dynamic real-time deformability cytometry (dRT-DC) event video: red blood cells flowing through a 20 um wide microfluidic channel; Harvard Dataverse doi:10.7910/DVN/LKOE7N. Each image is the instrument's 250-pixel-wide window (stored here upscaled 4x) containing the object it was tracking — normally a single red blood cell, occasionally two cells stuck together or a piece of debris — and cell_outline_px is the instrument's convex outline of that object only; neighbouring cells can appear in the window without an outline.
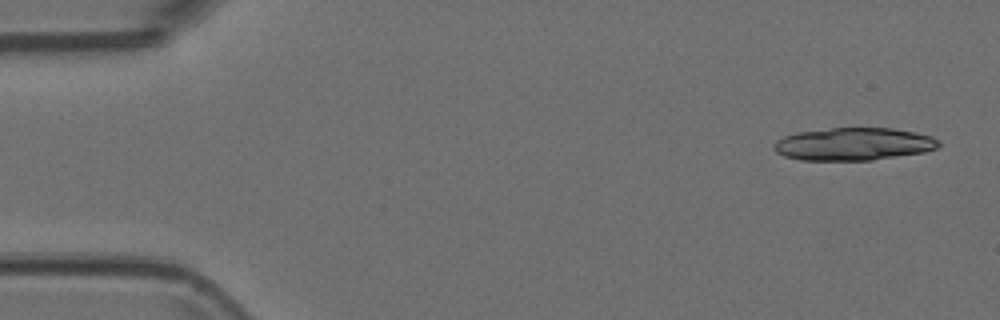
{"species": "Egyptian fruit bat (a non-hibernating species)", "species_latin": "Rousettus aegyptiacus", "temperature_condition": "room temperature", "stored_images_in_passage": 14, "camera_frame_rate_fps": 3000, "um_per_image_px": 0.085, "animal": {"sex": "female"}, "frame": {"image": 1, "passage_image": 1, "time_ms": 0.0, "image_size_px": [1000, 320], "cell_outline_px": [[940, 144], [936, 148], [924, 152], [872, 160], [800, 160], [784, 156], [776, 152], [772, 148], [776, 140], [784, 136], [796, 132], [832, 128], [892, 128], [916, 132], [932, 136], [940, 140]], "centroid_in_image_um": [72.55, 12.24], "position_along_channel_um": 12.5, "area_um2": 31.5}}
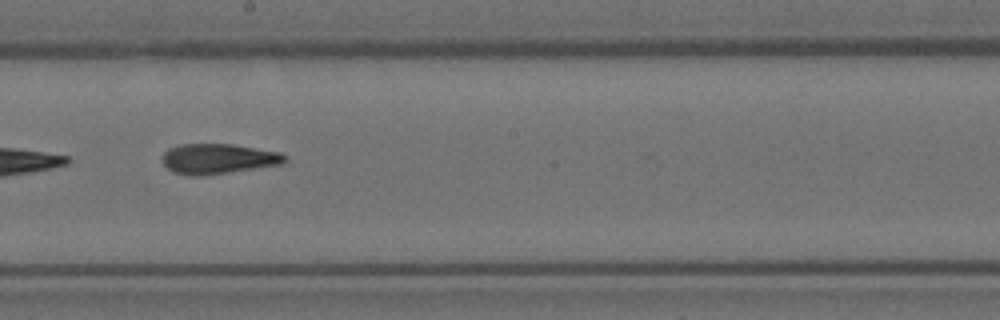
{"frame": {"image": 2, "passage_image": 8, "time_ms": 2.333, "image_size_px": [1000, 320], "cell_outline_px": [[288, 160], [280, 164], [196, 176], [176, 172], [168, 168], [164, 164], [164, 152], [168, 148], [180, 144], [232, 144], [280, 152], [288, 156]], "centroid_in_image_um": [18.56, 13.47], "position_along_channel_um": 229.6, "area_um2": 20.98}}
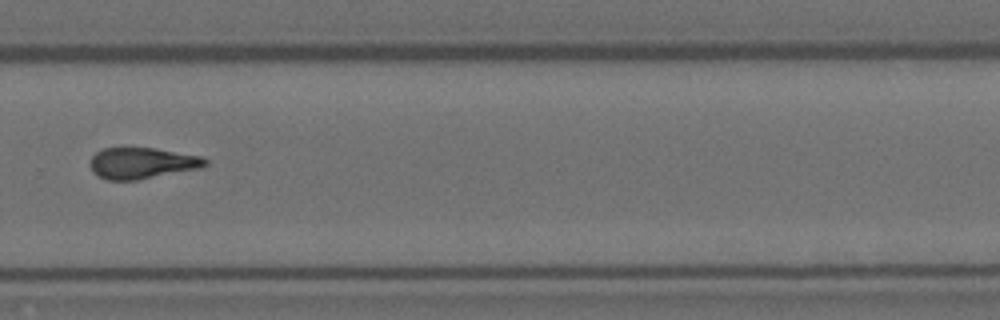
{"frame": {"image": 3, "passage_image": 10, "time_ms": 3.0, "image_size_px": [1000, 320], "cell_outline_px": [[208, 164], [200, 168], [136, 180], [108, 180], [96, 176], [92, 172], [88, 164], [92, 156], [96, 152], [104, 148], [152, 148], [200, 156], [208, 160]], "centroid_in_image_um": [12.01, 13.87], "position_along_channel_um": 317.8, "area_um2": 20.87}}